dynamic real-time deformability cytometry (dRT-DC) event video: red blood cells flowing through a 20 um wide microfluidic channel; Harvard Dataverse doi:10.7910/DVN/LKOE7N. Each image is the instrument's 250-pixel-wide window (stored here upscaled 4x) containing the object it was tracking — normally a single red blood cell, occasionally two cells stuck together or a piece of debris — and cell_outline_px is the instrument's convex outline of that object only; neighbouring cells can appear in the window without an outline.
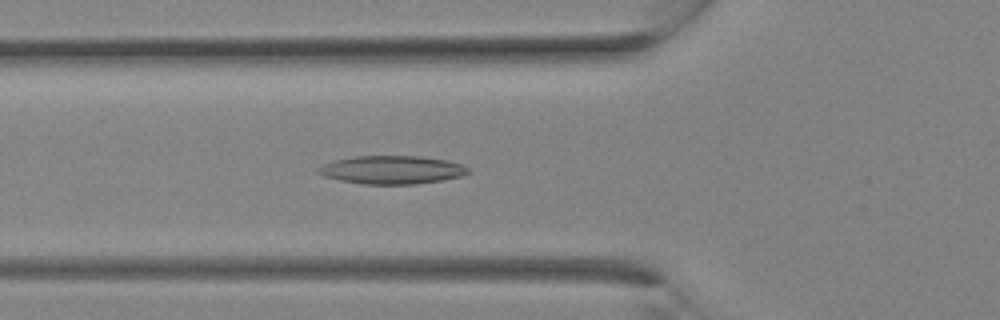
{"species": "Egyptian fruit bat (a non-hibernating species)", "species_latin": "Rousettus aegyptiacus", "temperature_condition": "room temperature", "stored_images_in_passage": 7, "camera_frame_rate_fps": 3000, "um_per_image_px": 0.085, "animal": {"sex": "female"}, "frame": {"image": 1, "passage_image": 5, "time_ms": 1.333, "image_size_px": [1000, 320], "cell_outline_px": [[472, 172], [460, 176], [440, 180], [416, 184], [364, 184], [340, 180], [324, 176], [316, 172], [316, 168], [332, 160], [352, 156], [420, 156], [448, 160], [460, 164], [468, 168]], "centroid_in_image_um": [33.28, 14.42], "position_along_channel_um": 92.5, "area_um2": 24.74}}
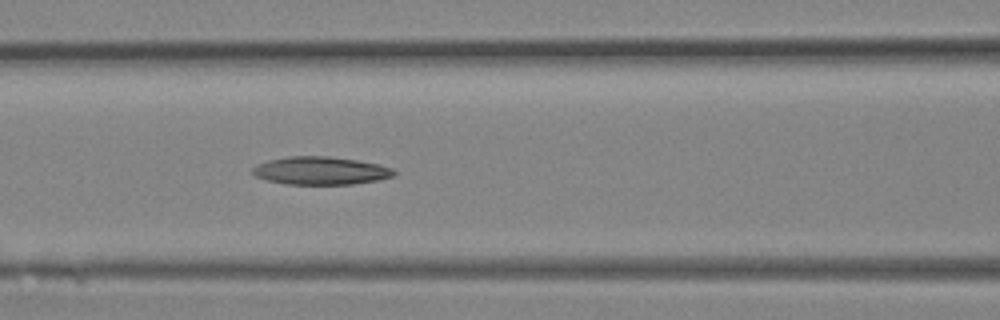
{"frame": {"image": 2, "passage_image": 7, "time_ms": 2.0, "image_size_px": [1000, 320], "cell_outline_px": [[396, 172], [392, 176], [380, 180], [352, 184], [284, 184], [268, 180], [256, 176], [252, 172], [252, 168], [256, 164], [268, 160], [288, 156], [328, 156], [356, 160], [380, 164], [392, 168]], "centroid_in_image_um": [27.25, 14.5], "position_along_channel_um": 139.4, "area_um2": 23.06}}